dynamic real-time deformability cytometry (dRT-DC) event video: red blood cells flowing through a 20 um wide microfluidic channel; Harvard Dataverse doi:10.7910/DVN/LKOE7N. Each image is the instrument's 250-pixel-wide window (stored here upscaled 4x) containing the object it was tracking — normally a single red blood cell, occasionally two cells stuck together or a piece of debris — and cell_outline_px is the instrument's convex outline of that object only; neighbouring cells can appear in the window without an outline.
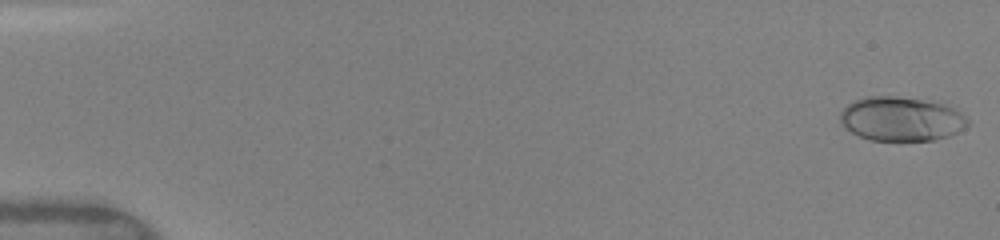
{"species": "human", "species_latin": "Homo sapiens", "temperature_condition": "warm", "stored_images_in_passage": 49, "camera_frame_rate_fps": 3000, "um_per_image_px": 0.085, "donor": {"sex": "female"}, "frame": {"image": 1, "passage_image": 1, "time_ms": 0.0, "image_size_px": [1000, 240], "cell_outline_px": [[968, 124], [964, 128], [948, 136], [932, 140], [872, 140], [860, 136], [852, 132], [840, 124], [840, 112], [848, 104], [864, 96], [896, 96], [944, 104], [960, 112], [968, 120]], "centroid_in_image_um": [76.57, 10.1], "position_along_channel_um": 8.4, "area_um2": 32.48}}
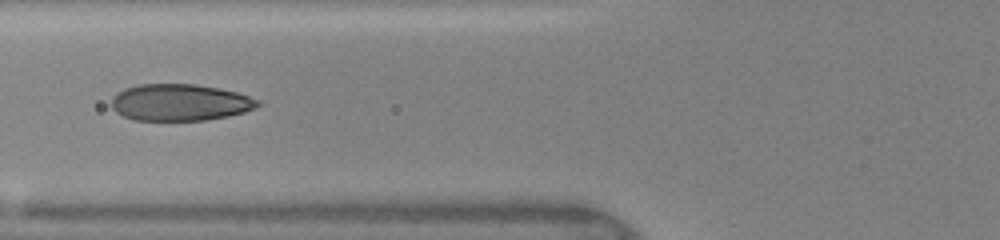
{"frame": {"image": 2, "passage_image": 20, "time_ms": 6.333, "image_size_px": [1000, 240], "cell_outline_px": [[264, 104], [256, 108], [244, 112], [228, 116], [204, 120], [132, 120], [116, 112], [112, 108], [112, 96], [116, 92], [124, 88], [140, 84], [196, 84], [236, 92], [260, 100]], "centroid_in_image_um": [15.3, 8.7], "position_along_channel_um": 110.5, "area_um2": 31.44}}
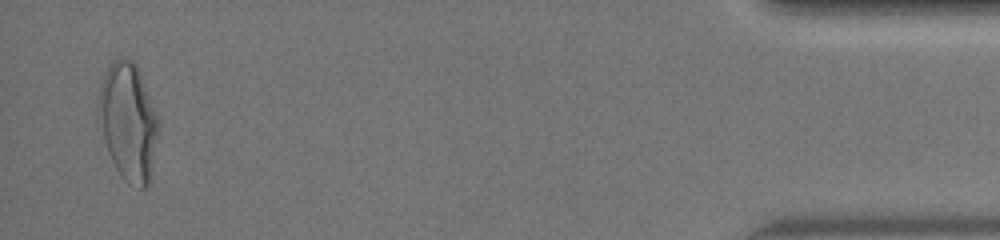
{"frame": {"image": 3, "passage_image": 48, "time_ms": 15.667, "image_size_px": [1000, 240], "cell_outline_px": [[160, 124], [152, 180], [148, 188], [140, 188], [128, 184], [120, 176], [108, 152], [96, 120], [96, 112], [100, 84], [112, 60], [132, 60], [136, 64]], "centroid_in_image_um": [10.9, 10.45], "position_along_channel_um": 424.3, "area_um2": 41.67}, "authors_computed_cell_mechanics": {"area_um2": 32.079, "velocity_mm_per_s": 4.1414, "shape_relaxation_time_tau1_ms": 3.8641, "shape_relaxation_time_tau2_ms": null, "deformation_change_tau1": 0.1893, "deformation_change_tau2": null}}